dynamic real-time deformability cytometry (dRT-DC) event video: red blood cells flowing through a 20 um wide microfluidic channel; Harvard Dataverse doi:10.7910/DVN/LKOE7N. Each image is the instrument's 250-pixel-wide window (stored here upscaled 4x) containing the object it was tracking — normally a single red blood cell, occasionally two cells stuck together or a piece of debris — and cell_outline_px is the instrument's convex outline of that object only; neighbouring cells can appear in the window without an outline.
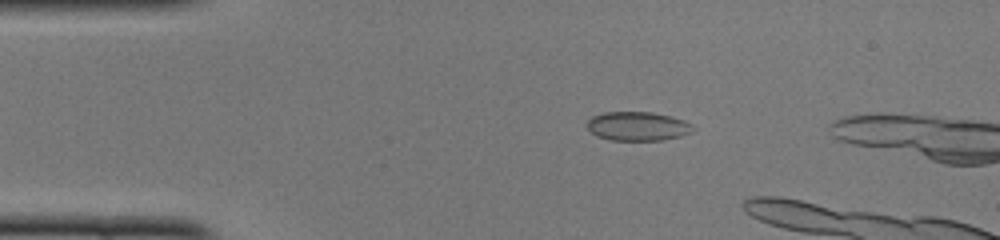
{"species": "common noctule bat (a hibernating species)", "species_latin": "Nyctalus noctula", "temperature_condition": "cold", "stored_images_in_passage": 12, "camera_frame_rate_fps": 3000, "um_per_image_px": 0.085, "animal": {"sex": "female", "body_mass_g": 22.0, "forearm_length_mm": 56.7}, "frame": {"image": 1, "passage_image": 9, "time_ms": 2.667, "image_size_px": [1000, 240], "cell_outline_px": [[696, 128], [692, 132], [680, 136], [664, 140], [612, 140], [596, 136], [588, 128], [588, 120], [592, 116], [604, 112], [652, 112], [672, 116], [684, 120], [692, 124]], "centroid_in_image_um": [54.24, 10.72], "position_along_channel_um": 30.8, "area_um2": 17.98}}